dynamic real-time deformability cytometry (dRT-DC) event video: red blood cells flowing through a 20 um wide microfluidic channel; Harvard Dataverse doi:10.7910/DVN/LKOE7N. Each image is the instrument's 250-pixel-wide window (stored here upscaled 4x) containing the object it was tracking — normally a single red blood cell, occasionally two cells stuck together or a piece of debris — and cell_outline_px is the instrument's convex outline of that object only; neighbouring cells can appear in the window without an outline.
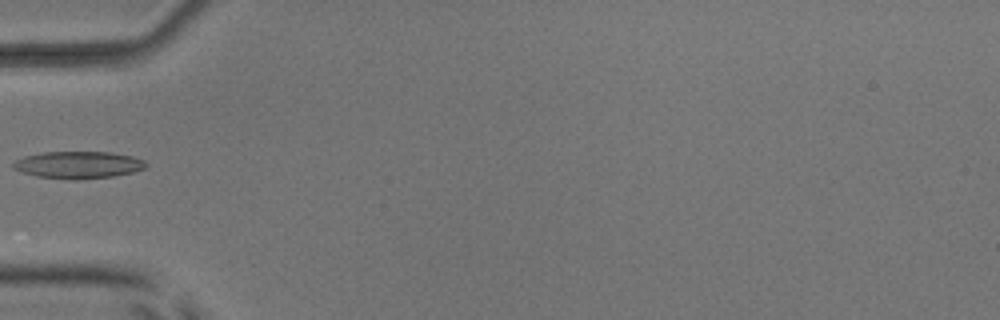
{"species": "common noctule bat (a hibernating species)", "species_latin": "Nyctalus noctula", "temperature_condition": "room temperature", "stored_images_in_passage": 3, "camera_frame_rate_fps": 3000, "um_per_image_px": 0.085, "animal": {"sex": "male", "body_mass_g": 17.9, "forearm_length_mm": 54.2}, "frame": {"image": 1, "passage_image": 3, "time_ms": 3.0, "image_size_px": [1000, 320], "cell_outline_px": [[148, 164], [144, 168], [132, 172], [112, 176], [76, 180], [72, 180], [36, 176], [12, 168], [12, 164], [16, 160], [24, 156], [44, 152], [112, 152], [132, 156], [144, 160]], "centroid_in_image_um": [6.65, 14.01], "position_along_channel_um": 78.3, "area_um2": 20.92}}